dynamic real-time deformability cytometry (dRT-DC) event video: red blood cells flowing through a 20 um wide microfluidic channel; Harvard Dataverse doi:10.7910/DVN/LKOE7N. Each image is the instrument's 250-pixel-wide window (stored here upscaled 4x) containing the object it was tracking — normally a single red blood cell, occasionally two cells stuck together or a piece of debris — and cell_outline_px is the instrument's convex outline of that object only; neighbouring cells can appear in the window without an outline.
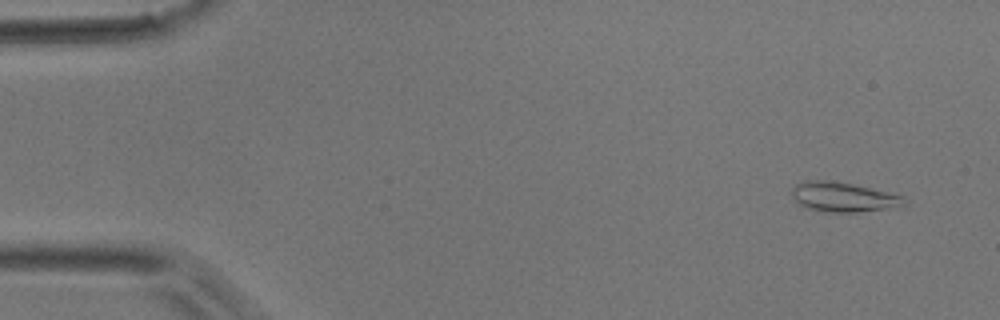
{"species": "common noctule bat (a hibernating species)", "species_latin": "Nyctalus noctula", "temperature_condition": "room temperature", "stored_images_in_passage": 49, "camera_frame_rate_fps": 3000, "um_per_image_px": 0.085, "animal": {"sex": "male", "body_mass_g": 17.9}, "frame": {"image": 1, "passage_image": 3, "time_ms": 0.667, "image_size_px": [1000, 320], "cell_outline_px": [[908, 204], [904, 208], [856, 212], [824, 212], [804, 208], [792, 196], [792, 188], [796, 184], [804, 180], [828, 180], [852, 184], [904, 196], [908, 200]], "centroid_in_image_um": [71.76, 16.77], "position_along_channel_um": 13.2, "area_um2": 19.88}}
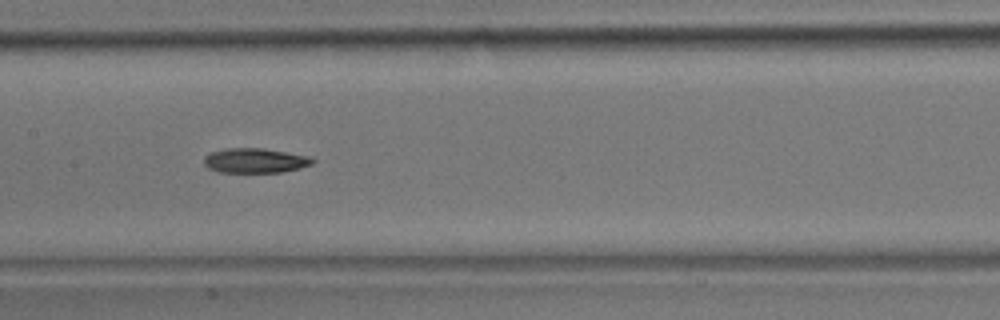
{"frame": {"image": 2, "passage_image": 24, "time_ms": 7.667, "image_size_px": [1000, 320], "cell_outline_px": [[316, 160], [312, 164], [300, 168], [280, 172], [220, 172], [208, 168], [204, 164], [204, 156], [212, 152], [224, 148], [264, 148], [308, 156]], "centroid_in_image_um": [21.67, 13.64], "position_along_channel_um": 185.7, "area_um2": 15.61}}
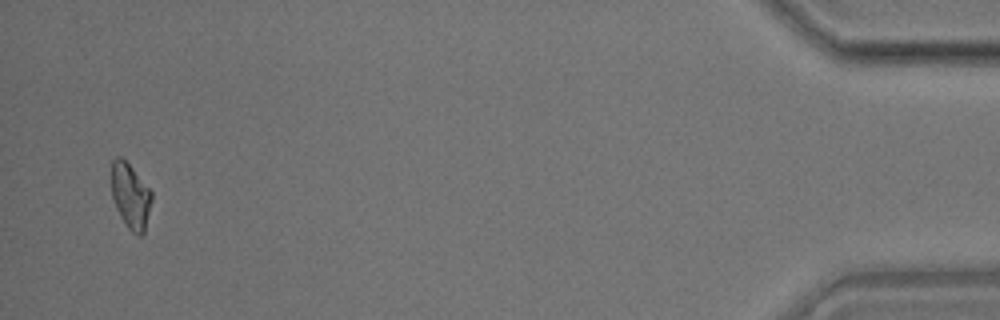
{"frame": {"image": 3, "passage_image": 48, "time_ms": 15.667, "image_size_px": [1000, 320], "cell_outline_px": [[152, 200], [144, 232], [140, 236], [136, 236], [124, 224], [116, 208], [112, 196], [112, 160], [116, 156], [120, 156], [132, 168], [152, 192]], "centroid_in_image_um": [11.09, 16.69], "position_along_channel_um": 424.1, "area_um2": 15.2}}